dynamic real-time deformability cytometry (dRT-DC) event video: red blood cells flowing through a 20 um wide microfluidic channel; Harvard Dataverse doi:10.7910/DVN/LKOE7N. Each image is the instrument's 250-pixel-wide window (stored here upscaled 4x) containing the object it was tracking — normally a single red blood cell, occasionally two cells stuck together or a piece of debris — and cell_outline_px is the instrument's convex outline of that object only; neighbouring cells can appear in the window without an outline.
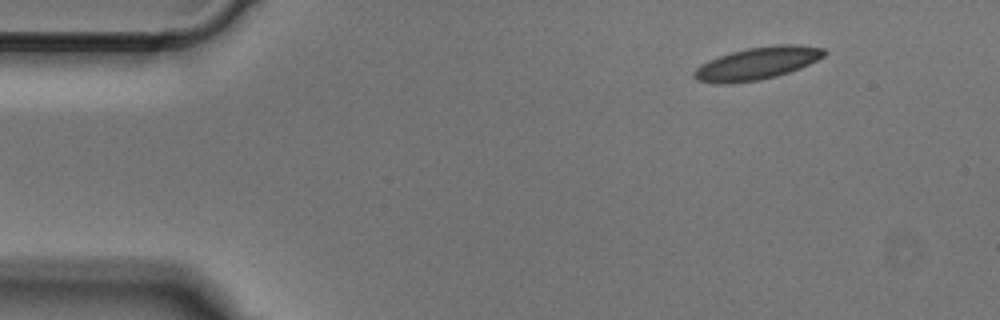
{"species": "Egyptian fruit bat (a non-hibernating species)", "species_latin": "Rousettus aegyptiacus", "temperature_condition": "cold", "stored_images_in_passage": 45, "camera_frame_rate_fps": 3000, "um_per_image_px": 0.085, "animal": {"sex": "male"}, "frame": {"image": 1, "passage_image": 1, "time_ms": 0.0, "image_size_px": [1000, 320], "cell_outline_px": [[828, 52], [824, 56], [800, 68], [776, 76], [760, 80], [724, 84], [716, 84], [696, 80], [692, 76], [692, 72], [696, 68], [708, 60], [732, 52], [748, 48], [776, 44], [800, 44], [824, 48]], "centroid_in_image_um": [64.36, 5.38], "position_along_channel_um": 20.6, "area_um2": 24.68}}
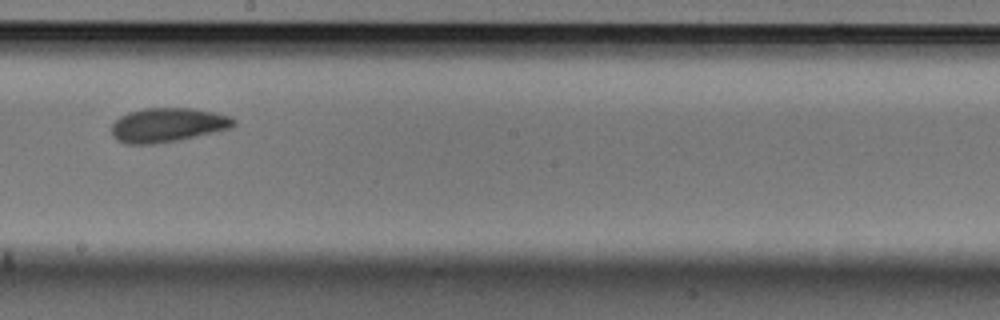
{"frame": {"image": 2, "passage_image": 23, "time_ms": 7.333, "image_size_px": [1000, 320], "cell_outline_px": [[236, 124], [232, 128], [176, 140], [152, 144], [124, 144], [116, 140], [112, 136], [112, 124], [120, 116], [128, 112], [144, 108], [192, 108], [216, 112], [232, 116], [236, 120]], "centroid_in_image_um": [14.26, 10.61], "position_along_channel_um": 233.9, "area_um2": 24.45}}
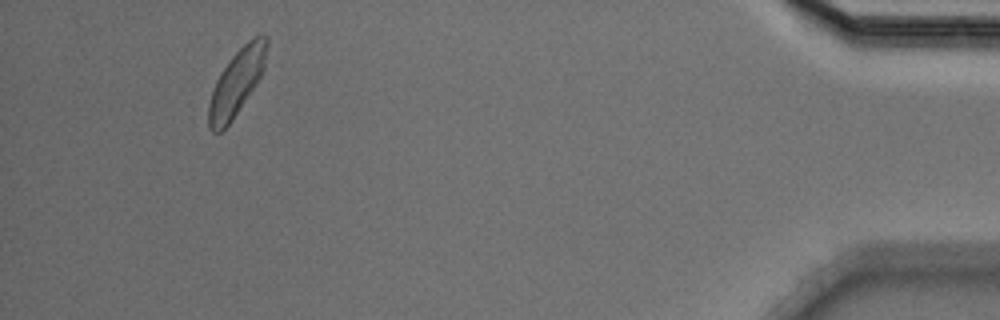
{"frame": {"image": 3, "passage_image": 42, "time_ms": 13.667, "image_size_px": [1000, 320], "cell_outline_px": [[268, 44], [264, 68], [256, 84], [232, 120], [220, 132], [212, 132], [208, 128], [208, 104], [216, 80], [220, 72], [232, 56], [248, 40], [264, 32], [268, 36]], "centroid_in_image_um": [20.12, 6.98], "position_along_channel_um": 415.1, "area_um2": 22.25}}